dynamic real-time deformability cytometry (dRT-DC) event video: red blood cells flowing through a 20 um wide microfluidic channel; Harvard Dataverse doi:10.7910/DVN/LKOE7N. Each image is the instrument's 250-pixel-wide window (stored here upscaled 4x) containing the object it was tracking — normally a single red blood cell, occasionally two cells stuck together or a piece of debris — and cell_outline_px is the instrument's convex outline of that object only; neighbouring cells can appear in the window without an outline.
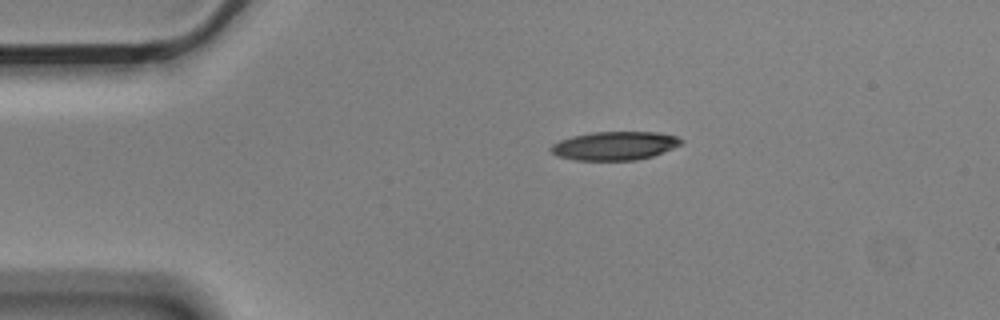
{"species": "Egyptian fruit bat (a non-hibernating species)", "species_latin": "Rousettus aegyptiacus", "temperature_condition": "cold", "stored_images_in_passage": 3, "camera_frame_rate_fps": 3000, "um_per_image_px": 0.085, "animal": {"sex": "male"}, "frame": {"image": 1, "passage_image": 1, "time_ms": 0.0, "image_size_px": [1000, 320], "cell_outline_px": [[684, 140], [680, 144], [672, 148], [652, 156], [636, 160], [576, 160], [556, 156], [548, 148], [552, 144], [560, 140], [572, 136], [592, 132], [656, 132], [676, 136]], "centroid_in_image_um": [52.21, 12.39], "position_along_channel_um": 32.8, "area_um2": 21.62}}
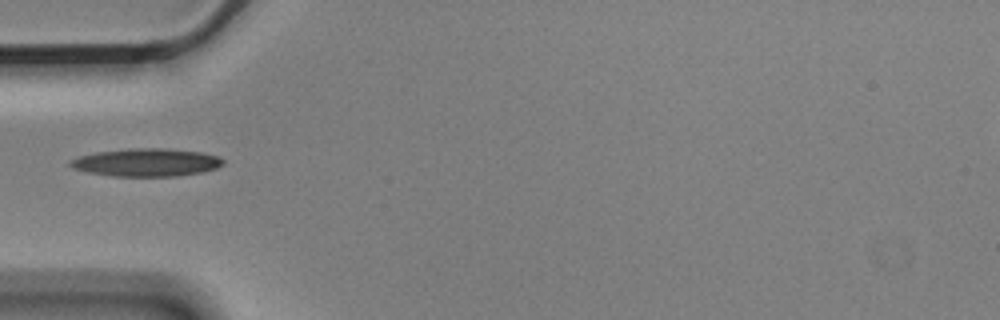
{"frame": {"image": 2, "passage_image": 3, "time_ms": 0.667, "image_size_px": [1000, 320], "cell_outline_px": [[224, 164], [216, 168], [200, 172], [176, 176], [112, 176], [88, 172], [72, 168], [68, 164], [72, 160], [80, 156], [96, 152], [132, 148], [164, 148], [200, 152], [216, 156], [224, 160]], "centroid_in_image_um": [12.43, 13.8], "position_along_channel_um": 72.6, "area_um2": 24.62}}